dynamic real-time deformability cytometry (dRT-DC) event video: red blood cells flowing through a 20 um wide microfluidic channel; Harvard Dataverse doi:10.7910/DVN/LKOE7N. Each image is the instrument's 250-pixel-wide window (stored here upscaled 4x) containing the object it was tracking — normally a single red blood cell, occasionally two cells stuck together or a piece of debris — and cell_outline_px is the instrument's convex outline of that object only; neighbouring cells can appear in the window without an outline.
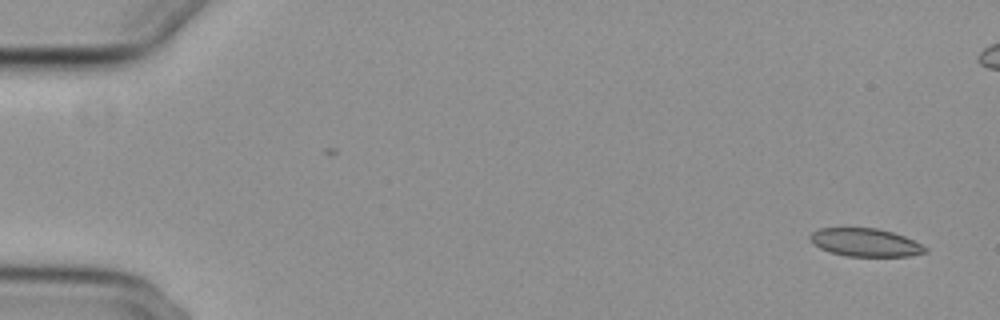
{"species": "common noctule bat (a hibernating species)", "species_latin": "Nyctalus noctula", "temperature_condition": "cold", "stored_images_in_passage": 20, "camera_frame_rate_fps": 3000, "um_per_image_px": 0.085, "animal": {"sex": "female", "body_mass_g": 29.2, "forearm_length_mm": 56.3}, "frame": {"image": 1, "passage_image": 3, "time_ms": 0.667, "image_size_px": [1000, 320], "cell_outline_px": [[928, 252], [908, 256], [848, 256], [828, 252], [812, 244], [808, 240], [808, 236], [812, 232], [820, 228], [876, 228], [892, 232], [904, 236], [928, 248]], "centroid_in_image_um": [73.5, 20.61], "position_along_channel_um": 11.5, "area_um2": 18.9}}
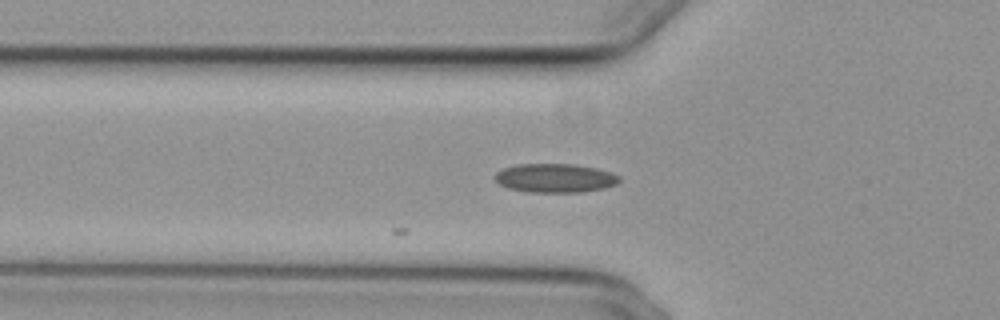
{"frame": {"image": 2, "passage_image": 20, "time_ms": 6.333, "image_size_px": [1000, 320], "cell_outline_px": [[620, 180], [616, 184], [604, 188], [580, 192], [528, 192], [508, 188], [500, 184], [492, 176], [496, 172], [504, 168], [516, 164], [572, 164], [596, 168], [612, 172], [620, 176]], "centroid_in_image_um": [47.17, 15.13], "position_along_channel_um": 78.6, "area_um2": 20.98}}